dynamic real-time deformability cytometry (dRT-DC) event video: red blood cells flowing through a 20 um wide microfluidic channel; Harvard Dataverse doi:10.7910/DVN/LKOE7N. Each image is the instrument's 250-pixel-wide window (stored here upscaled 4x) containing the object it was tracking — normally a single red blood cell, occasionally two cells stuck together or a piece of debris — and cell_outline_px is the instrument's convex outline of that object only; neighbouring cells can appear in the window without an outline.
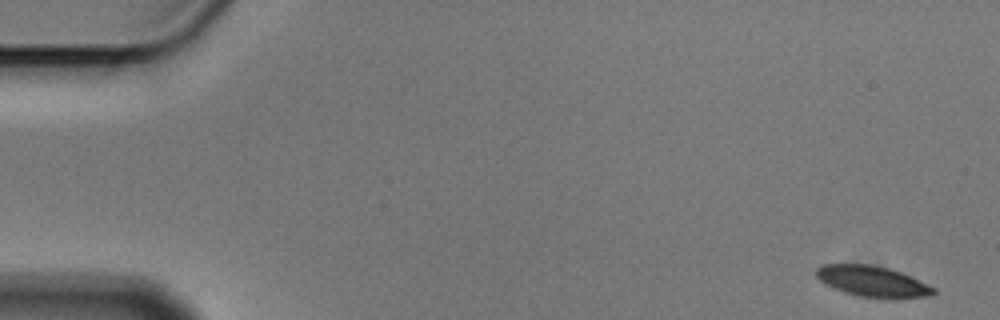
{"species": "Egyptian fruit bat (a non-hibernating species)", "species_latin": "Rousettus aegyptiacus", "temperature_condition": "cold", "stored_images_in_passage": 5, "camera_frame_rate_fps": 3000, "um_per_image_px": 0.085, "animal": {"sex": "male"}, "frame": {"image": 1, "passage_image": 1, "time_ms": 0.0, "image_size_px": [1000, 320], "cell_outline_px": [[936, 292], [932, 296], [856, 296], [832, 288], [824, 284], [816, 276], [816, 268], [824, 264], [872, 264], [888, 268], [912, 276], [936, 288]], "centroid_in_image_um": [74.12, 23.88], "position_along_channel_um": 10.9, "area_um2": 20.63}}
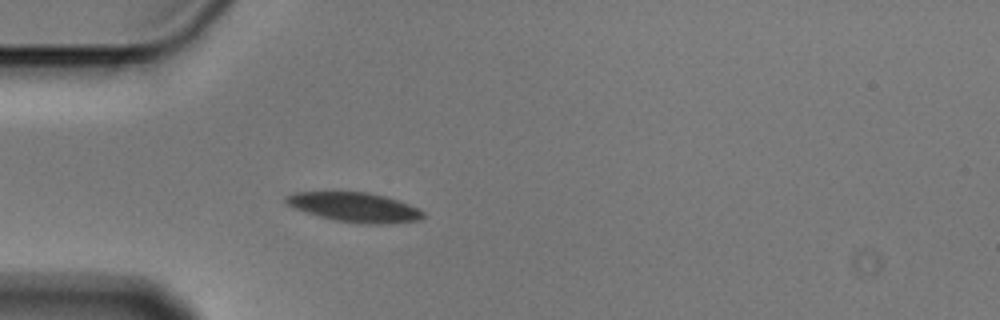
{"frame": {"image": 2, "passage_image": 5, "time_ms": 1.333, "image_size_px": [1000, 320], "cell_outline_px": [[424, 216], [420, 220], [388, 224], [360, 224], [336, 220], [320, 216], [296, 208], [288, 204], [284, 200], [284, 196], [292, 192], [332, 188], [368, 192], [384, 196], [408, 204], [424, 212]], "centroid_in_image_um": [30.06, 17.55], "position_along_channel_um": 54.9, "area_um2": 24.45}}